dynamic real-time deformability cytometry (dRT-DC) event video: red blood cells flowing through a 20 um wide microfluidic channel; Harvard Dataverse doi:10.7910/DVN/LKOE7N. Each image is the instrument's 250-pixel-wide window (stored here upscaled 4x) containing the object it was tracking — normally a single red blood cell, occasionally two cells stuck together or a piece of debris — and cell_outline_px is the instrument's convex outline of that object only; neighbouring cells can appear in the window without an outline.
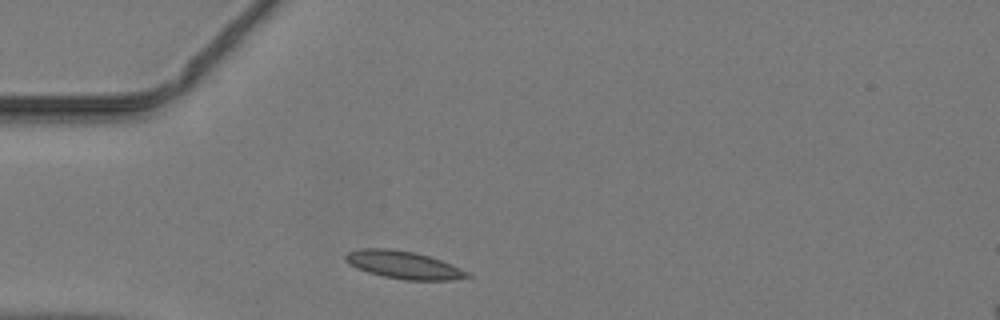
{"species": "common noctule bat (a hibernating species)", "species_latin": "Nyctalus noctula", "temperature_condition": "warm", "stored_images_in_passage": 17, "camera_frame_rate_fps": 3000, "um_per_image_px": 0.085, "animal": {"sex": "male", "body_mass_g": 19.2, "forearm_length_mm": 51.8}, "frame": {"image": 1, "passage_image": 1, "time_ms": 0.0, "image_size_px": [1000, 320], "cell_outline_px": [[472, 276], [452, 280], [404, 280], [384, 276], [368, 272], [356, 268], [344, 260], [344, 256], [348, 252], [360, 248], [388, 248], [412, 252], [428, 256], [440, 260], [468, 272]], "centroid_in_image_um": [34.26, 22.51], "position_along_channel_um": 50.7, "area_um2": 19.42}}
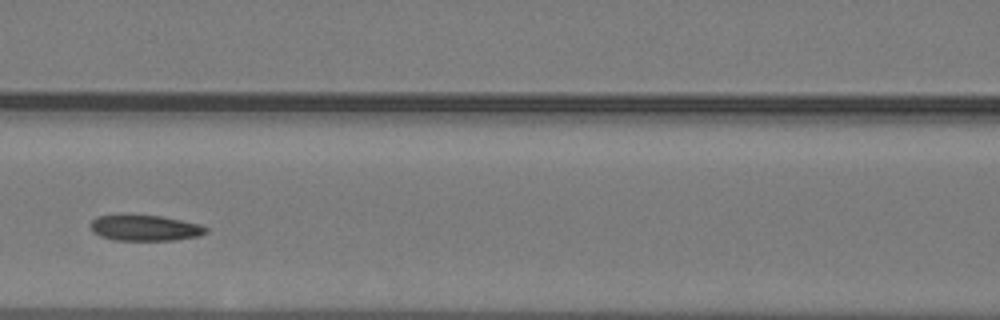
{"frame": {"image": 2, "passage_image": 9, "time_ms": 2.667, "image_size_px": [1000, 320], "cell_outline_px": [[208, 232], [200, 236], [172, 240], [112, 240], [100, 236], [92, 232], [88, 224], [96, 216], [160, 216], [180, 220], [196, 224], [208, 228]], "centroid_in_image_um": [12.28, 19.4], "position_along_channel_um": 154.3, "area_um2": 17.11}}
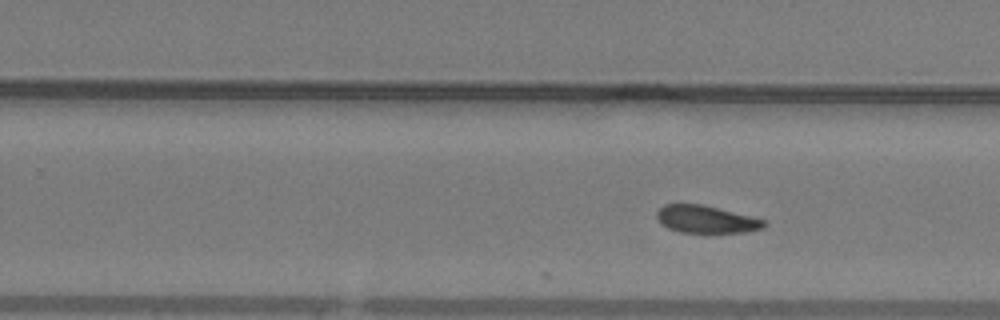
{"frame": {"image": 3, "passage_image": 17, "time_ms": 5.333, "image_size_px": [1000, 320], "cell_outline_px": [[768, 224], [764, 228], [744, 232], [680, 232], [668, 228], [656, 216], [656, 212], [664, 204], [700, 204], [752, 216], [764, 220]], "centroid_in_image_um": [60.05, 18.64], "position_along_channel_um": 269.8, "area_um2": 16.94}}